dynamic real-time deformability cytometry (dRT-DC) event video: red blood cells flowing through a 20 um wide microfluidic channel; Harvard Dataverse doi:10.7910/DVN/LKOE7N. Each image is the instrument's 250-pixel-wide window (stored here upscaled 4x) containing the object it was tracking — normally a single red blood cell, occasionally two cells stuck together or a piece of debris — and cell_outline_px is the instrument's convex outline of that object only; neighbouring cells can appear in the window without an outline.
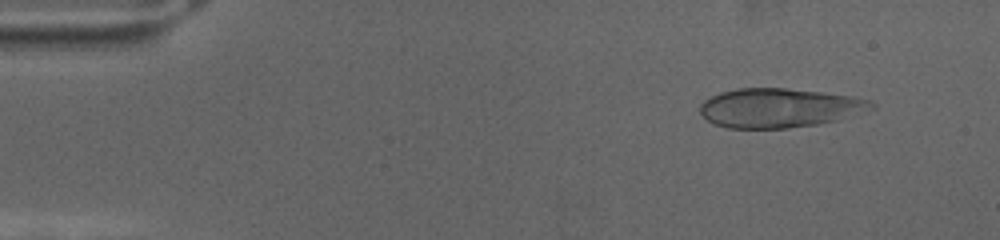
{"species": "human", "species_latin": "Homo sapiens", "temperature_condition": "cold", "stored_images_in_passage": 70, "camera_frame_rate_fps": 3000, "um_per_image_px": 0.085, "donor": {"sex": "female"}, "frame": {"image": 1, "passage_image": 7, "time_ms": 2.0, "image_size_px": [1000, 240], "cell_outline_px": [[876, 108], [836, 120], [816, 124], [788, 128], [728, 128], [716, 124], [708, 120], [700, 112], [700, 104], [704, 100], [720, 92], [736, 88], [784, 88], [820, 92], [852, 96], [872, 100], [876, 104]], "centroid_in_image_um": [66.26, 9.16], "position_along_channel_um": 18.7, "area_um2": 39.02}}
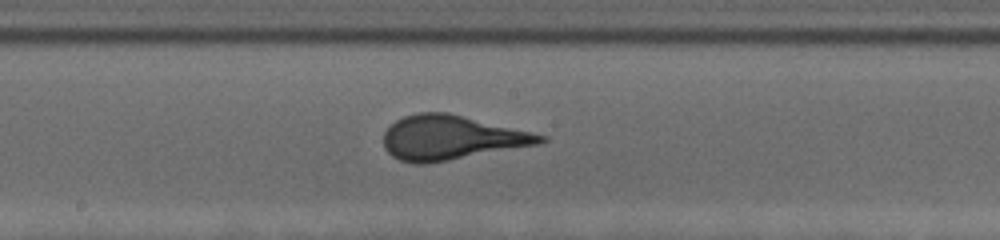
{"frame": {"image": 2, "passage_image": 37, "time_ms": 12.0, "image_size_px": [1000, 240], "cell_outline_px": [[548, 140], [544, 144], [428, 164], [412, 164], [400, 160], [392, 156], [384, 148], [384, 132], [396, 120], [404, 116], [416, 112], [448, 112], [532, 132], [548, 136]], "centroid_in_image_um": [38.4, 11.71], "position_along_channel_um": 209.8, "area_um2": 41.04}}
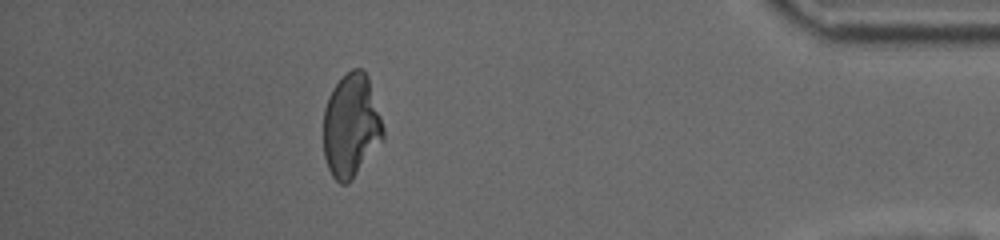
{"frame": {"image": 3, "passage_image": 62, "time_ms": 20.333, "image_size_px": [1000, 240], "cell_outline_px": [[384, 140], [352, 180], [348, 184], [340, 184], [332, 176], [328, 168], [324, 156], [324, 108], [328, 96], [332, 88], [352, 68], [364, 68], [368, 76], [384, 128]], "centroid_in_image_um": [29.85, 10.7], "position_along_channel_um": 405.3, "area_um2": 36.3}}